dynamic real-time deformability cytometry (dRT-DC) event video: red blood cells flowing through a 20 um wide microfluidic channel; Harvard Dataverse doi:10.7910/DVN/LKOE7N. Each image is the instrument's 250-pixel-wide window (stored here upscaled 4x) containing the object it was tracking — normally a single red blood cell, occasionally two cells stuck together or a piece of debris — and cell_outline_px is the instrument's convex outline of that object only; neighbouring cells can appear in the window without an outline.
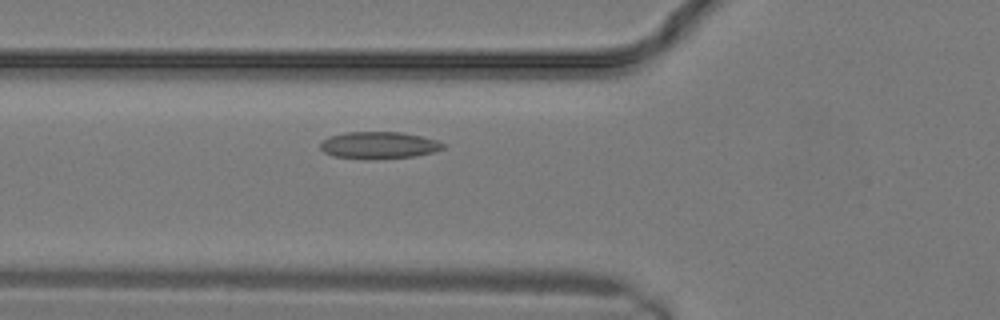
{"species": "common noctule bat (a hibernating species)", "species_latin": "Nyctalus noctula", "temperature_condition": "warm", "stored_images_in_passage": 11, "camera_frame_rate_fps": 3000, "um_per_image_px": 0.085, "animal": {"sex": "male", "body_mass_g": 19.2, "forearm_length_mm": 51.8}, "frame": {"image": 1, "passage_image": 3, "time_ms": 0.667, "image_size_px": [1000, 320], "cell_outline_px": [[444, 148], [432, 152], [416, 156], [372, 160], [364, 160], [332, 156], [324, 152], [320, 148], [320, 144], [324, 140], [332, 136], [348, 132], [400, 132], [420, 136], [436, 140], [444, 144]], "centroid_in_image_um": [32.18, 12.37], "position_along_channel_um": 93.6, "area_um2": 19.36}}
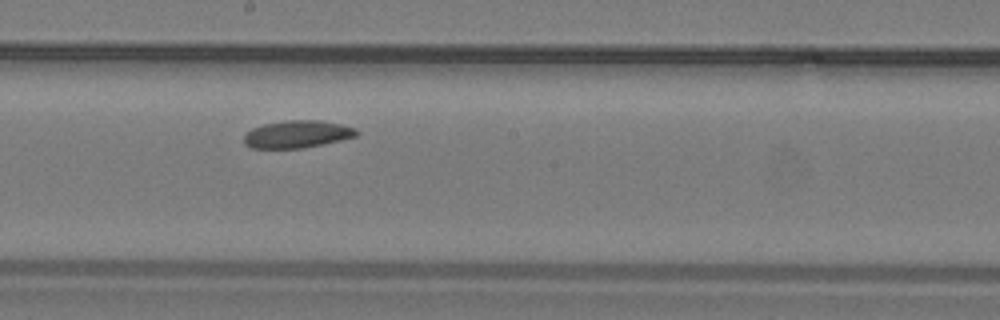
{"frame": {"image": 2, "passage_image": 8, "time_ms": 2.333, "image_size_px": [1000, 320], "cell_outline_px": [[360, 132], [356, 136], [340, 140], [304, 148], [252, 148], [244, 144], [244, 136], [252, 128], [264, 124], [288, 120], [320, 120], [340, 124], [356, 128]], "centroid_in_image_um": [25.27, 11.4], "position_along_channel_um": 222.9, "area_um2": 17.92}}
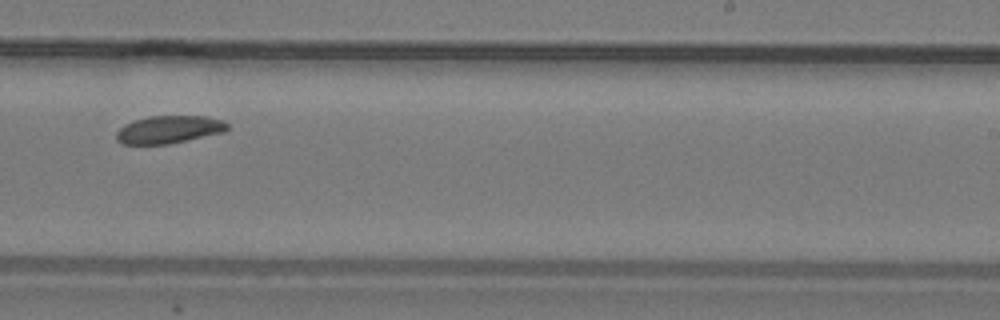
{"frame": {"image": 3, "passage_image": 10, "time_ms": 3.0, "image_size_px": [1000, 320], "cell_outline_px": [[228, 128], [224, 132], [188, 140], [168, 144], [120, 144], [116, 140], [116, 132], [124, 124], [132, 120], [148, 116], [208, 116], [220, 120], [228, 124]], "centroid_in_image_um": [14.32, 11.01], "position_along_channel_um": 274.7, "area_um2": 18.03}}